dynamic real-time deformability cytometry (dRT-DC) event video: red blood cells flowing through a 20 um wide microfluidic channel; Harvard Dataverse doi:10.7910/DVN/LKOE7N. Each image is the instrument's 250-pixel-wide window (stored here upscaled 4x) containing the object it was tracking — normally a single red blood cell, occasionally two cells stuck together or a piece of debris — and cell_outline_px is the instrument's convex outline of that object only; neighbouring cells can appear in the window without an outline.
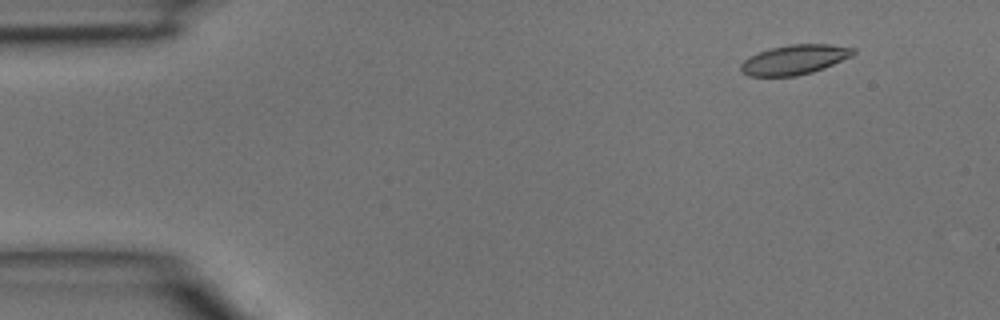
{"species": "common noctule bat (a hibernating species)", "species_latin": "Nyctalus noctula", "temperature_condition": "room temperature", "stored_images_in_passage": 2, "camera_frame_rate_fps": 3000, "um_per_image_px": 0.085, "animal": {"sex": "male", "body_mass_g": 15.6}, "frame": {"image": 1, "passage_image": 2, "time_ms": 0.333, "image_size_px": [1000, 320], "cell_outline_px": [[856, 52], [852, 56], [824, 68], [812, 72], [796, 76], [748, 76], [740, 72], [740, 64], [748, 56], [772, 48], [788, 44], [828, 44], [856, 48]], "centroid_in_image_um": [67.52, 5.07], "position_along_channel_um": 17.5, "area_um2": 19.54}}